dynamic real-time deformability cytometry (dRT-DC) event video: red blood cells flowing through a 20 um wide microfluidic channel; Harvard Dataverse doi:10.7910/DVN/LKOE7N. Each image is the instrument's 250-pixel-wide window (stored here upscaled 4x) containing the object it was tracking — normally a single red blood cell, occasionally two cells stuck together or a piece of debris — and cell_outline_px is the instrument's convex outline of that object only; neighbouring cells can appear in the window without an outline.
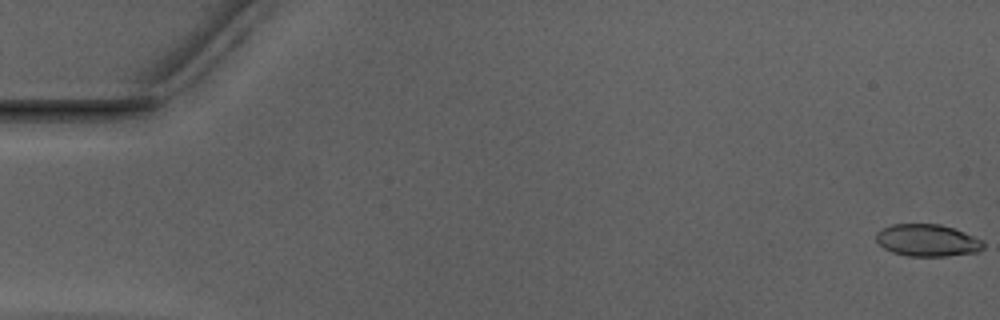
{"species": "Egyptian fruit bat (a non-hibernating species)", "species_latin": "Rousettus aegyptiacus", "temperature_condition": "warm", "stored_images_in_passage": 43, "camera_frame_rate_fps": 3000, "um_per_image_px": 0.085, "animal": {"sex": "male"}, "frame": {"image": 1, "passage_image": 1, "time_ms": 0.0, "image_size_px": [1000, 320], "cell_outline_px": [[984, 248], [976, 252], [948, 256], [908, 256], [892, 252], [884, 248], [876, 240], [876, 232], [892, 224], [940, 224], [964, 232], [984, 240]], "centroid_in_image_um": [78.84, 20.43], "position_along_channel_um": 6.2, "area_um2": 20.06}}
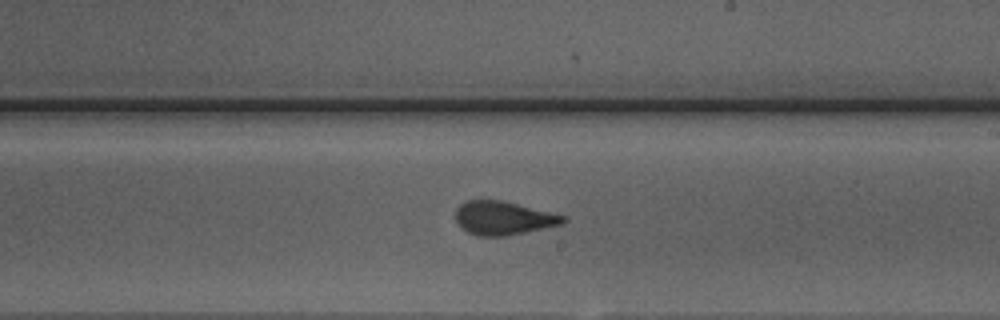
{"frame": {"image": 2, "passage_image": 31, "time_ms": 10.0, "image_size_px": [1000, 320], "cell_outline_px": [[564, 224], [504, 236], [476, 236], [460, 228], [456, 224], [456, 208], [460, 204], [468, 200], [500, 200], [564, 216]], "centroid_in_image_um": [42.7, 18.55], "position_along_channel_um": 246.3, "area_um2": 20.75}}
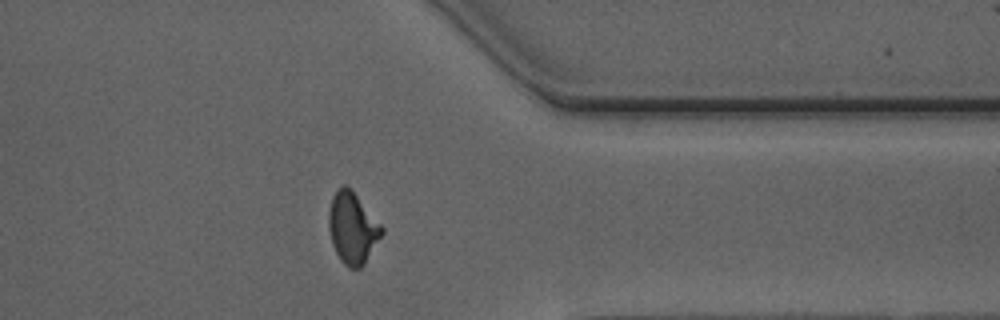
{"frame": {"image": 3, "passage_image": 42, "time_ms": 13.667, "image_size_px": [1000, 320], "cell_outline_px": [[384, 232], [364, 264], [360, 268], [348, 268], [340, 260], [332, 244], [328, 228], [328, 212], [332, 196], [336, 188], [344, 184], [352, 188], [384, 228]], "centroid_in_image_um": [29.95, 19.34], "position_along_channel_um": 381.5, "area_um2": 22.37}}